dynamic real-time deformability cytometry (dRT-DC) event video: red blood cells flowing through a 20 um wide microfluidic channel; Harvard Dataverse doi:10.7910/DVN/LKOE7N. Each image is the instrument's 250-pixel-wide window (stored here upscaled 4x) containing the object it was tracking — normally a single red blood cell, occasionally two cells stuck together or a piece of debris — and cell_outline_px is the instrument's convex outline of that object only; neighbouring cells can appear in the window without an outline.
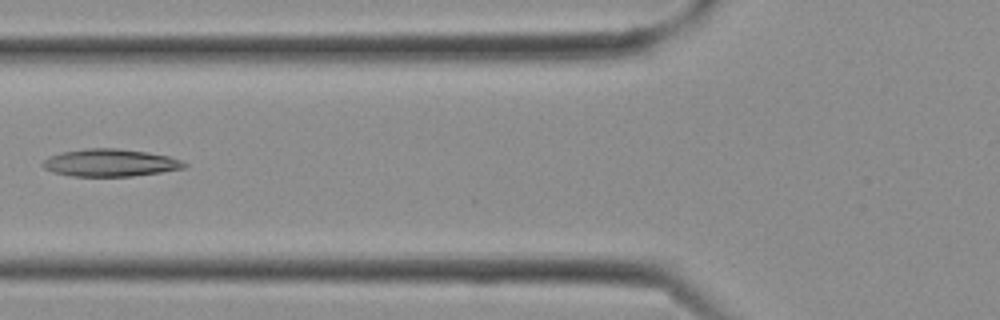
{"species": "Egyptian fruit bat (a non-hibernating species)", "species_latin": "Rousettus aegyptiacus", "temperature_condition": "cold", "stored_images_in_passage": 11, "camera_frame_rate_fps": 3000, "um_per_image_px": 0.085, "frame": {"image": 1, "passage_image": 10, "time_ms": 3.0, "image_size_px": [1000, 320], "cell_outline_px": [[188, 164], [184, 168], [160, 172], [132, 176], [72, 176], [52, 172], [44, 168], [40, 164], [48, 156], [64, 152], [88, 148], [116, 148], [148, 152], [168, 156], [180, 160]], "centroid_in_image_um": [9.34, 13.83], "position_along_channel_um": 116.5, "area_um2": 22.54}}